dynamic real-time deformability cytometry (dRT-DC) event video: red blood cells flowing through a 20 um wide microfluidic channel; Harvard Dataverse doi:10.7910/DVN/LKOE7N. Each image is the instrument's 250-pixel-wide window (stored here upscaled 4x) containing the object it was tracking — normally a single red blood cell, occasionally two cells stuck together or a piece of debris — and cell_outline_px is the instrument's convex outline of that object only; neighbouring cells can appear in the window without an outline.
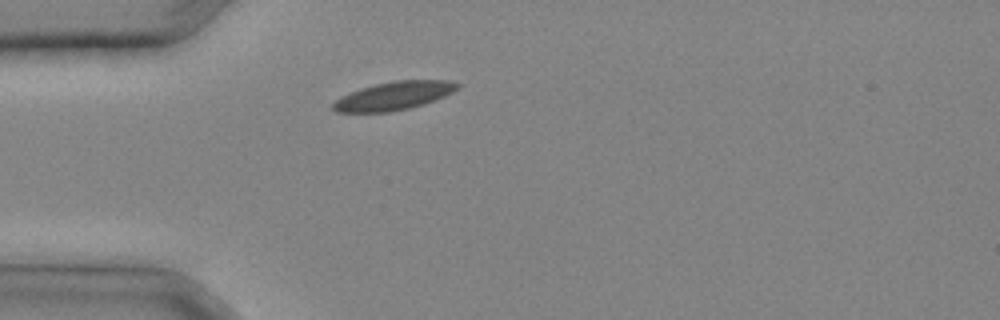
{"species": "common noctule bat (a hibernating species)", "species_latin": "Nyctalus noctula", "temperature_condition": "cold", "stored_images_in_passage": 20, "camera_frame_rate_fps": 3000, "um_per_image_px": 0.085, "animal": {"sex": "male", "body_mass_g": 20.4}, "frame": {"image": 1, "passage_image": 1, "time_ms": 0.0, "image_size_px": [1000, 320], "cell_outline_px": [[460, 88], [444, 96], [424, 104], [392, 112], [336, 112], [332, 108], [332, 104], [336, 100], [360, 88], [392, 80], [448, 80], [460, 84]], "centroid_in_image_um": [33.5, 8.14], "position_along_channel_um": 51.5, "area_um2": 20.4}}
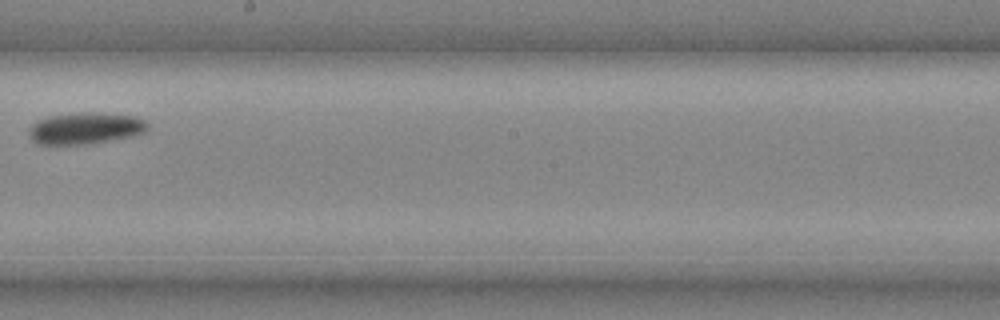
{"frame": {"image": 2, "passage_image": 11, "time_ms": 3.333, "image_size_px": [1000, 320], "cell_outline_px": [[148, 128], [144, 132], [136, 136], [88, 144], [40, 144], [32, 140], [28, 132], [32, 124], [36, 120], [48, 116], [92, 112], [96, 112], [136, 116], [144, 120], [148, 124]], "centroid_in_image_um": [7.28, 10.9], "position_along_channel_um": 240.9, "area_um2": 21.91}}
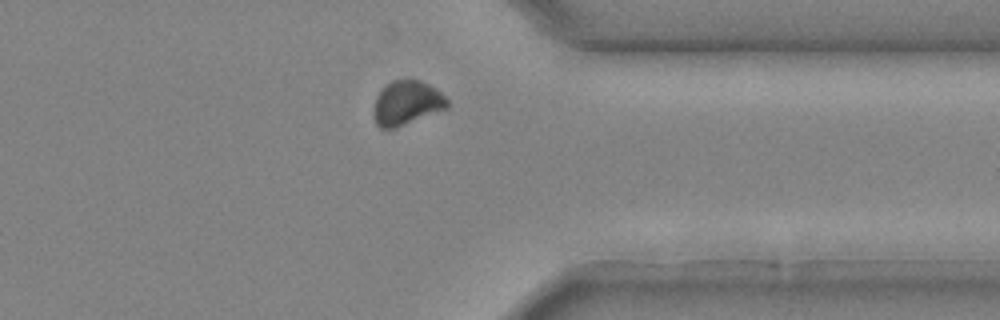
{"frame": {"image": 3, "passage_image": 18, "time_ms": 5.667, "image_size_px": [1000, 320], "cell_outline_px": [[448, 108], [396, 128], [380, 128], [376, 124], [372, 116], [372, 112], [376, 96], [392, 80], [420, 80], [436, 88], [448, 100]], "centroid_in_image_um": [34.56, 8.77], "position_along_channel_um": 376.8, "area_um2": 19.02}}